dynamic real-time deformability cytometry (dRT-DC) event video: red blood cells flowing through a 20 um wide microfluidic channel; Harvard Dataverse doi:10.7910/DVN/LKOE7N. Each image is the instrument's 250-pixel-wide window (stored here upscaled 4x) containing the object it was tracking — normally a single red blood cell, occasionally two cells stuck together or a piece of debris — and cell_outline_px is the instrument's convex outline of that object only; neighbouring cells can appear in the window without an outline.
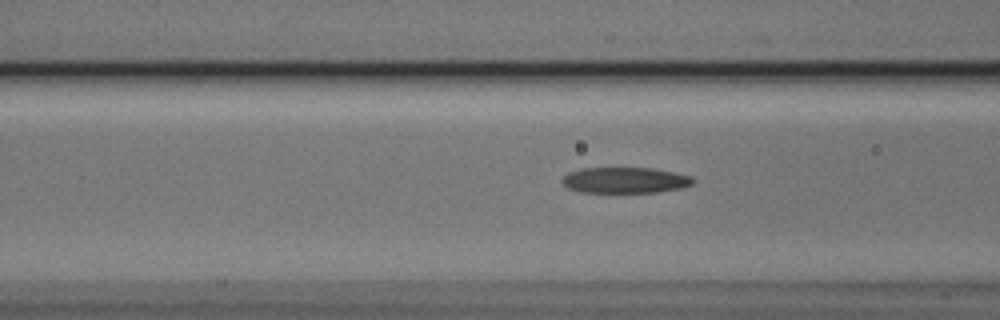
{"species": "Egyptian fruit bat (a non-hibernating species)", "species_latin": "Rousettus aegyptiacus", "temperature_condition": "cold", "stored_images_in_passage": 38, "camera_frame_rate_fps": 3000, "um_per_image_px": 0.085, "animal": {"sex": "male"}, "frame": {"image": 1, "passage_image": 15, "time_ms": 4.667, "image_size_px": [1000, 320], "cell_outline_px": [[696, 180], [692, 184], [680, 188], [656, 192], [580, 192], [568, 188], [560, 180], [568, 172], [580, 168], [652, 168], [676, 172], [692, 176]], "centroid_in_image_um": [53.13, 15.31], "position_along_channel_um": 113.5, "area_um2": 19.83}}
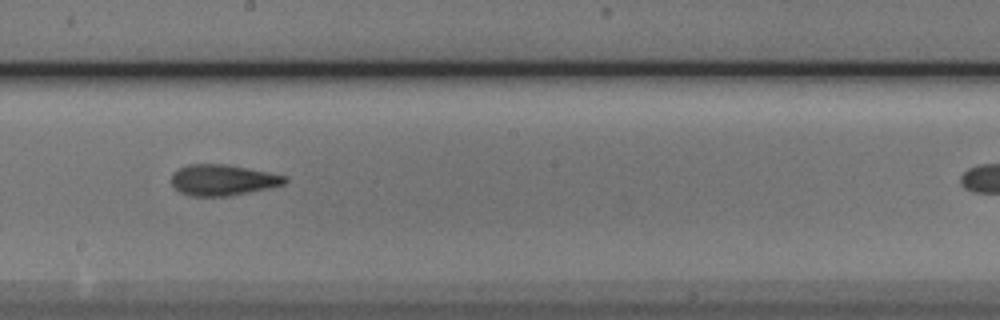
{"frame": {"image": 2, "passage_image": 24, "time_ms": 7.667, "image_size_px": [1000, 320], "cell_outline_px": [[288, 180], [284, 184], [268, 188], [232, 196], [188, 196], [180, 192], [172, 184], [172, 172], [188, 164], [228, 164], [288, 176]], "centroid_in_image_um": [18.94, 15.3], "position_along_channel_um": 229.3, "area_um2": 20.58}}
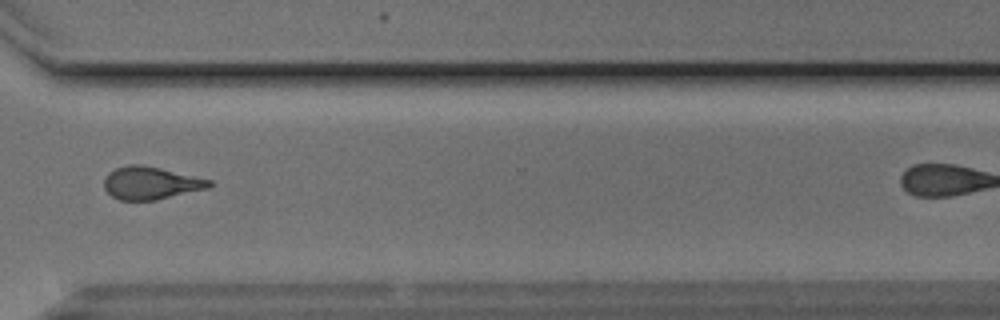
{"frame": {"image": 3, "passage_image": 34, "time_ms": 11.0, "image_size_px": [1000, 320], "cell_outline_px": [[212, 184], [208, 188], [156, 200], [120, 200], [112, 196], [104, 188], [104, 180], [108, 172], [116, 168], [128, 164], [140, 164], [160, 168], [212, 180]], "centroid_in_image_um": [12.8, 15.55], "position_along_channel_um": 357.8, "area_um2": 19.94}}